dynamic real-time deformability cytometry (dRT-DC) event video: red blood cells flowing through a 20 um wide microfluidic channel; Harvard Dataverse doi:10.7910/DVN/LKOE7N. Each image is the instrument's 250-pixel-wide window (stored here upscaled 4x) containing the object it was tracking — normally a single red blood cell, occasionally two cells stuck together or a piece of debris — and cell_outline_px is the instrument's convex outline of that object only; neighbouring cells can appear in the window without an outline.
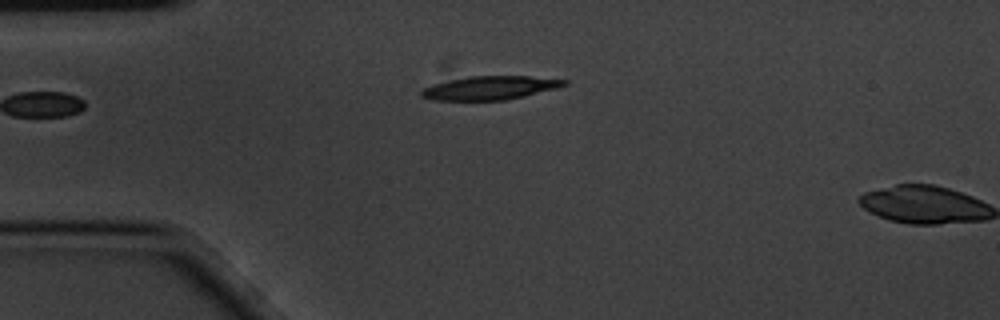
{"species": "common noctule bat (a hibernating species)", "species_latin": "Nyctalus noctula", "temperature_condition": "cold", "stored_images_in_passage": 5, "camera_frame_rate_fps": 3000, "um_per_image_px": 0.085, "animal": {"sex": "male", "body_mass_g": 20.1, "forearm_length_mm": 53.5}, "frame": {"image": 1, "passage_image": 4, "time_ms": 1.0, "image_size_px": [1000, 320], "cell_outline_px": [[568, 84], [556, 88], [504, 100], [432, 100], [420, 96], [420, 92], [424, 88], [432, 84], [468, 76], [528, 76], [568, 80]], "centroid_in_image_um": [41.61, 7.46], "position_along_channel_um": 43.4, "area_um2": 19.42}}